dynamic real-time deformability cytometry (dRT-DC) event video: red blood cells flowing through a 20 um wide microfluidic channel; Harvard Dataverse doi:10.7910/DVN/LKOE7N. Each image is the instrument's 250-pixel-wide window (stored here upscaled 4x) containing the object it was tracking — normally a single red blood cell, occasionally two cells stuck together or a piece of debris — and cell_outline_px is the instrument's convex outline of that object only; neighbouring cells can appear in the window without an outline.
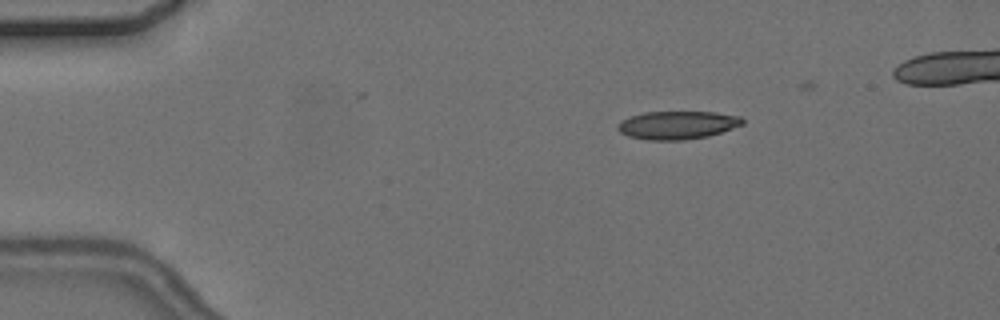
{"species": "common noctule bat (a hibernating species)", "species_latin": "Nyctalus noctula", "temperature_condition": "cold", "stored_images_in_passage": 5, "camera_frame_rate_fps": 3000, "um_per_image_px": 0.085, "animal": {"sex": "female", "body_mass_g": 24.6, "forearm_length_mm": 56.2}, "frame": {"image": 1, "passage_image": 2, "time_ms": 2.0, "image_size_px": [1000, 320], "cell_outline_px": [[744, 124], [708, 136], [684, 140], [648, 140], [628, 136], [620, 132], [616, 128], [620, 120], [644, 112], [716, 112], [740, 116], [744, 120]], "centroid_in_image_um": [57.57, 10.63], "position_along_channel_um": 27.4, "area_um2": 20.46}}